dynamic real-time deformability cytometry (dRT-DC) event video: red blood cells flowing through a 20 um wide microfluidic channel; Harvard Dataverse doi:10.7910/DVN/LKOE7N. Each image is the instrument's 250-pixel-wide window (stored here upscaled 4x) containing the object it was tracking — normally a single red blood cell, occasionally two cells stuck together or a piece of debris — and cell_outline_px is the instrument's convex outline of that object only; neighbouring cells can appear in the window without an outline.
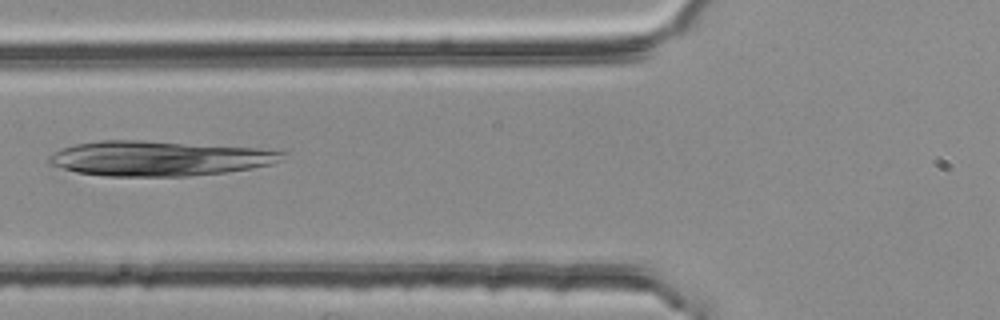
{"species": "common noctule bat (a hibernating species)", "species_latin": "Nyctalus noctula", "temperature_condition": "room temperature", "stored_images_in_passage": 4, "camera_frame_rate_fps": 3000, "um_per_image_px": 0.085, "animal": {"sex": "female", "body_mass_g": 25.1}, "frame": {"image": 1, "passage_image": 4, "time_ms": 1.0, "image_size_px": [1000, 320], "cell_outline_px": [[288, 152], [272, 164], [252, 168], [224, 172], [188, 176], [104, 176], [76, 172], [48, 164], [48, 156], [64, 148], [76, 144], [100, 140], [144, 140], [260, 148]], "centroid_in_image_um": [13.51, 13.46], "position_along_channel_um": 112.3, "area_um2": 47.51}}